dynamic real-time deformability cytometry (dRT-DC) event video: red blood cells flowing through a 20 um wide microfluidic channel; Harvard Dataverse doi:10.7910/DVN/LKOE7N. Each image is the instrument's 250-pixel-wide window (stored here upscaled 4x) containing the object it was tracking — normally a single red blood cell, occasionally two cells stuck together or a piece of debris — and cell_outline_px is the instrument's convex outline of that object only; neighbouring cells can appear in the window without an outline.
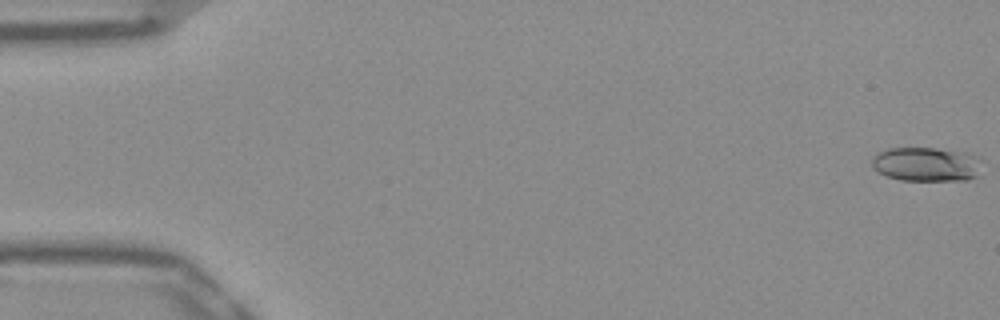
{"species": "Egyptian fruit bat (a non-hibernating species)", "species_latin": "Rousettus aegyptiacus", "temperature_condition": "warm", "stored_images_in_passage": 52, "camera_frame_rate_fps": 3000, "um_per_image_px": 0.085, "frame": {"image": 1, "passage_image": 1, "time_ms": 0.0, "image_size_px": [1000, 320], "cell_outline_px": [[984, 160], [980, 176], [968, 180], [900, 180], [888, 176], [872, 168], [872, 156], [876, 152], [888, 148], [936, 148], [968, 152], [980, 156]], "centroid_in_image_um": [78.84, 13.95], "position_along_channel_um": 6.2, "area_um2": 22.66}}
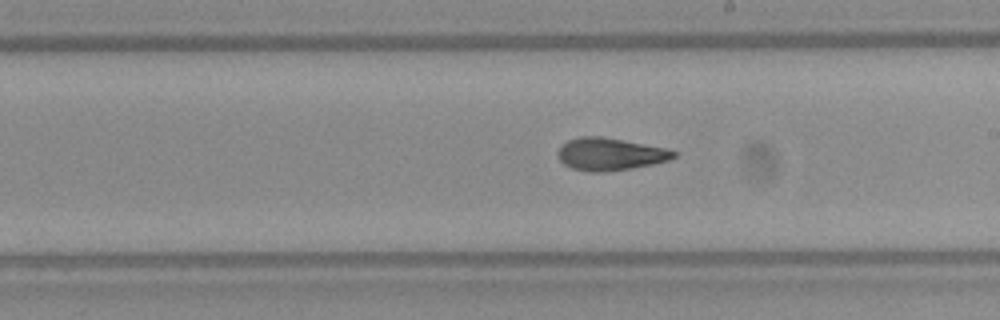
{"frame": {"image": 2, "passage_image": 30, "time_ms": 9.667, "image_size_px": [1000, 320], "cell_outline_px": [[680, 152], [676, 156], [668, 160], [652, 164], [632, 168], [600, 172], [588, 172], [572, 168], [564, 164], [560, 160], [556, 152], [560, 144], [568, 140], [580, 136], [600, 136], [664, 148]], "centroid_in_image_um": [51.81, 13.1], "position_along_channel_um": 237.2, "area_um2": 21.85}}
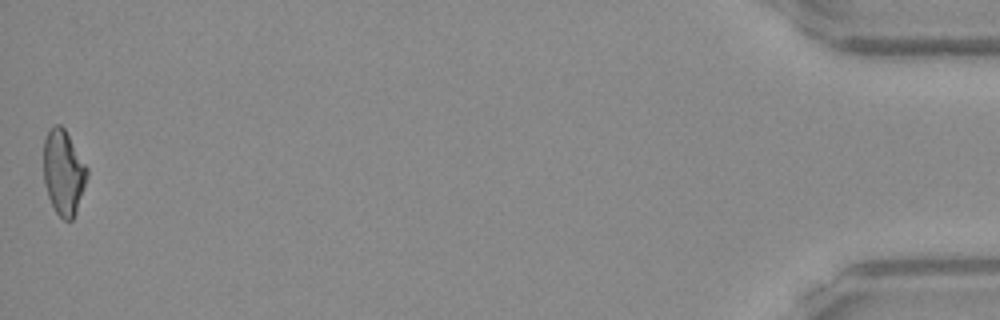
{"frame": {"image": 3, "passage_image": 52, "time_ms": 17.0, "image_size_px": [1000, 320], "cell_outline_px": [[88, 176], [76, 212], [72, 220], [64, 220], [56, 212], [48, 196], [44, 184], [44, 140], [48, 128], [56, 124], [60, 124], [64, 128], [88, 168]], "centroid_in_image_um": [5.39, 14.64], "position_along_channel_um": 429.8, "area_um2": 21.5}, "authors_computed_cell_mechanics": {"area_um2": 21.4727, "velocity_mm_per_s": 3.9412, "shape_relaxation_time_tau1_ms": 7.3964, "shape_relaxation_time_tau2_ms": 2.3303, "deformation_change_tau1": 0.203, "deformation_change_tau2": 0.0993}}